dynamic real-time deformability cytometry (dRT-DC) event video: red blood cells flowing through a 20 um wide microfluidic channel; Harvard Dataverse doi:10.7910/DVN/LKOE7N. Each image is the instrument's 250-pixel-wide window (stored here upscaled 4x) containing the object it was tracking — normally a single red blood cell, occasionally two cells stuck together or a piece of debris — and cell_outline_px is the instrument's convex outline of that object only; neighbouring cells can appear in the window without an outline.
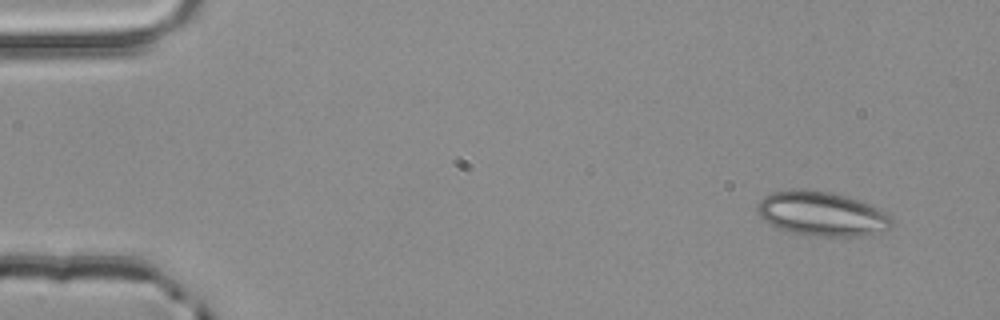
{"species": "common noctule bat (a hibernating species)", "species_latin": "Nyctalus noctula", "temperature_condition": "room temperature", "stored_images_in_passage": 3, "camera_frame_rate_fps": 3000, "um_per_image_px": 0.085, "animal": {"sex": "male", "body_mass_g": 20.4}, "frame": {"image": 1, "passage_image": 1, "time_ms": 0.0, "image_size_px": [1000, 320], "cell_outline_px": [[892, 224], [884, 232], [864, 236], [812, 236], [792, 232], [768, 224], [760, 216], [756, 208], [756, 204], [764, 196], [772, 192], [804, 188], [832, 192], [868, 204], [892, 216]], "centroid_in_image_um": [69.84, 18.17], "position_along_channel_um": 15.2, "area_um2": 34.8}}